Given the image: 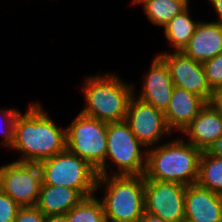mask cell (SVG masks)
Masks as SVG:
<instances>
[{
  "mask_svg": "<svg viewBox=\"0 0 222 222\" xmlns=\"http://www.w3.org/2000/svg\"><path fill=\"white\" fill-rule=\"evenodd\" d=\"M51 117L40 101L30 102L25 112L17 115L10 149L20 156L16 161L39 163L66 149V127H59Z\"/></svg>",
  "mask_w": 222,
  "mask_h": 222,
  "instance_id": "6da1fadb",
  "label": "cell"
},
{
  "mask_svg": "<svg viewBox=\"0 0 222 222\" xmlns=\"http://www.w3.org/2000/svg\"><path fill=\"white\" fill-rule=\"evenodd\" d=\"M101 72L81 81L85 106L80 112L106 123L123 121L134 94V82L123 80L115 72Z\"/></svg>",
  "mask_w": 222,
  "mask_h": 222,
  "instance_id": "7a4b0ae2",
  "label": "cell"
},
{
  "mask_svg": "<svg viewBox=\"0 0 222 222\" xmlns=\"http://www.w3.org/2000/svg\"><path fill=\"white\" fill-rule=\"evenodd\" d=\"M178 137V138H177ZM148 148L144 179L196 184L202 151L181 135Z\"/></svg>",
  "mask_w": 222,
  "mask_h": 222,
  "instance_id": "3957f363",
  "label": "cell"
},
{
  "mask_svg": "<svg viewBox=\"0 0 222 222\" xmlns=\"http://www.w3.org/2000/svg\"><path fill=\"white\" fill-rule=\"evenodd\" d=\"M98 192L108 221L138 222L145 211L144 175H98Z\"/></svg>",
  "mask_w": 222,
  "mask_h": 222,
  "instance_id": "277c9868",
  "label": "cell"
},
{
  "mask_svg": "<svg viewBox=\"0 0 222 222\" xmlns=\"http://www.w3.org/2000/svg\"><path fill=\"white\" fill-rule=\"evenodd\" d=\"M147 150L125 120L107 123L106 159L98 175H144Z\"/></svg>",
  "mask_w": 222,
  "mask_h": 222,
  "instance_id": "5b68a950",
  "label": "cell"
},
{
  "mask_svg": "<svg viewBox=\"0 0 222 222\" xmlns=\"http://www.w3.org/2000/svg\"><path fill=\"white\" fill-rule=\"evenodd\" d=\"M38 165L42 184L76 189L85 198L96 194L97 170L68 149L39 162Z\"/></svg>",
  "mask_w": 222,
  "mask_h": 222,
  "instance_id": "8992f818",
  "label": "cell"
},
{
  "mask_svg": "<svg viewBox=\"0 0 222 222\" xmlns=\"http://www.w3.org/2000/svg\"><path fill=\"white\" fill-rule=\"evenodd\" d=\"M66 149L97 170L106 159L107 123L79 111L66 126Z\"/></svg>",
  "mask_w": 222,
  "mask_h": 222,
  "instance_id": "52a82bcc",
  "label": "cell"
},
{
  "mask_svg": "<svg viewBox=\"0 0 222 222\" xmlns=\"http://www.w3.org/2000/svg\"><path fill=\"white\" fill-rule=\"evenodd\" d=\"M41 185L38 163L13 160L0 165V190L20 207L36 206Z\"/></svg>",
  "mask_w": 222,
  "mask_h": 222,
  "instance_id": "ba28073f",
  "label": "cell"
},
{
  "mask_svg": "<svg viewBox=\"0 0 222 222\" xmlns=\"http://www.w3.org/2000/svg\"><path fill=\"white\" fill-rule=\"evenodd\" d=\"M125 121L135 137L147 148L163 143L165 135H174L168 129L164 112L134 94L128 103Z\"/></svg>",
  "mask_w": 222,
  "mask_h": 222,
  "instance_id": "9c48e42d",
  "label": "cell"
},
{
  "mask_svg": "<svg viewBox=\"0 0 222 222\" xmlns=\"http://www.w3.org/2000/svg\"><path fill=\"white\" fill-rule=\"evenodd\" d=\"M186 185L145 179V212L167 222L185 220Z\"/></svg>",
  "mask_w": 222,
  "mask_h": 222,
  "instance_id": "30bf717a",
  "label": "cell"
},
{
  "mask_svg": "<svg viewBox=\"0 0 222 222\" xmlns=\"http://www.w3.org/2000/svg\"><path fill=\"white\" fill-rule=\"evenodd\" d=\"M169 70L175 87L185 89L211 102L214 91L207 82L205 70L201 62L186 56L182 51H162L157 54Z\"/></svg>",
  "mask_w": 222,
  "mask_h": 222,
  "instance_id": "8fae6325",
  "label": "cell"
},
{
  "mask_svg": "<svg viewBox=\"0 0 222 222\" xmlns=\"http://www.w3.org/2000/svg\"><path fill=\"white\" fill-rule=\"evenodd\" d=\"M149 70L142 76V86L136 90L134 83V95L139 99L150 103L156 109L165 112L174 89V84L169 74L166 63L156 54L150 63ZM139 92V93H138ZM138 93V94H137Z\"/></svg>",
  "mask_w": 222,
  "mask_h": 222,
  "instance_id": "7c38bea8",
  "label": "cell"
},
{
  "mask_svg": "<svg viewBox=\"0 0 222 222\" xmlns=\"http://www.w3.org/2000/svg\"><path fill=\"white\" fill-rule=\"evenodd\" d=\"M180 135L196 148L205 151L222 136V111L212 102H207Z\"/></svg>",
  "mask_w": 222,
  "mask_h": 222,
  "instance_id": "4fadbf2b",
  "label": "cell"
},
{
  "mask_svg": "<svg viewBox=\"0 0 222 222\" xmlns=\"http://www.w3.org/2000/svg\"><path fill=\"white\" fill-rule=\"evenodd\" d=\"M185 220L222 222V196L197 183L186 186Z\"/></svg>",
  "mask_w": 222,
  "mask_h": 222,
  "instance_id": "5bb4252c",
  "label": "cell"
},
{
  "mask_svg": "<svg viewBox=\"0 0 222 222\" xmlns=\"http://www.w3.org/2000/svg\"><path fill=\"white\" fill-rule=\"evenodd\" d=\"M206 103L199 95L174 87L169 106L164 112L168 129L173 134H181Z\"/></svg>",
  "mask_w": 222,
  "mask_h": 222,
  "instance_id": "9a60e30c",
  "label": "cell"
},
{
  "mask_svg": "<svg viewBox=\"0 0 222 222\" xmlns=\"http://www.w3.org/2000/svg\"><path fill=\"white\" fill-rule=\"evenodd\" d=\"M182 52L201 63L219 55L222 52V25L215 21L200 20Z\"/></svg>",
  "mask_w": 222,
  "mask_h": 222,
  "instance_id": "2e32d148",
  "label": "cell"
},
{
  "mask_svg": "<svg viewBox=\"0 0 222 222\" xmlns=\"http://www.w3.org/2000/svg\"><path fill=\"white\" fill-rule=\"evenodd\" d=\"M85 197L76 189L42 184L36 207L45 216L65 215Z\"/></svg>",
  "mask_w": 222,
  "mask_h": 222,
  "instance_id": "e0dca14e",
  "label": "cell"
},
{
  "mask_svg": "<svg viewBox=\"0 0 222 222\" xmlns=\"http://www.w3.org/2000/svg\"><path fill=\"white\" fill-rule=\"evenodd\" d=\"M190 9L188 5L162 28V34L171 47V51H182L195 33L200 20L194 19Z\"/></svg>",
  "mask_w": 222,
  "mask_h": 222,
  "instance_id": "ac0fdd59",
  "label": "cell"
},
{
  "mask_svg": "<svg viewBox=\"0 0 222 222\" xmlns=\"http://www.w3.org/2000/svg\"><path fill=\"white\" fill-rule=\"evenodd\" d=\"M191 0H131L130 4L140 6L145 16L159 28H163L170 20L183 11Z\"/></svg>",
  "mask_w": 222,
  "mask_h": 222,
  "instance_id": "d6986e66",
  "label": "cell"
},
{
  "mask_svg": "<svg viewBox=\"0 0 222 222\" xmlns=\"http://www.w3.org/2000/svg\"><path fill=\"white\" fill-rule=\"evenodd\" d=\"M197 184L222 196V158L202 151Z\"/></svg>",
  "mask_w": 222,
  "mask_h": 222,
  "instance_id": "ffe728a7",
  "label": "cell"
},
{
  "mask_svg": "<svg viewBox=\"0 0 222 222\" xmlns=\"http://www.w3.org/2000/svg\"><path fill=\"white\" fill-rule=\"evenodd\" d=\"M65 215L69 222H106L103 205L96 194L84 198Z\"/></svg>",
  "mask_w": 222,
  "mask_h": 222,
  "instance_id": "44dd1931",
  "label": "cell"
},
{
  "mask_svg": "<svg viewBox=\"0 0 222 222\" xmlns=\"http://www.w3.org/2000/svg\"><path fill=\"white\" fill-rule=\"evenodd\" d=\"M20 112L16 107L0 109V136L3 138L0 145L5 149H11L15 142V121Z\"/></svg>",
  "mask_w": 222,
  "mask_h": 222,
  "instance_id": "7402d4cb",
  "label": "cell"
},
{
  "mask_svg": "<svg viewBox=\"0 0 222 222\" xmlns=\"http://www.w3.org/2000/svg\"><path fill=\"white\" fill-rule=\"evenodd\" d=\"M207 82L211 89L215 91L222 86V52L216 57L202 63Z\"/></svg>",
  "mask_w": 222,
  "mask_h": 222,
  "instance_id": "603a6c76",
  "label": "cell"
},
{
  "mask_svg": "<svg viewBox=\"0 0 222 222\" xmlns=\"http://www.w3.org/2000/svg\"><path fill=\"white\" fill-rule=\"evenodd\" d=\"M20 206L0 190V222H14Z\"/></svg>",
  "mask_w": 222,
  "mask_h": 222,
  "instance_id": "cb8c5ba5",
  "label": "cell"
},
{
  "mask_svg": "<svg viewBox=\"0 0 222 222\" xmlns=\"http://www.w3.org/2000/svg\"><path fill=\"white\" fill-rule=\"evenodd\" d=\"M46 216L36 206L20 207L14 222H45Z\"/></svg>",
  "mask_w": 222,
  "mask_h": 222,
  "instance_id": "d4e9b609",
  "label": "cell"
},
{
  "mask_svg": "<svg viewBox=\"0 0 222 222\" xmlns=\"http://www.w3.org/2000/svg\"><path fill=\"white\" fill-rule=\"evenodd\" d=\"M205 152L222 158V136L211 143Z\"/></svg>",
  "mask_w": 222,
  "mask_h": 222,
  "instance_id": "484cf974",
  "label": "cell"
},
{
  "mask_svg": "<svg viewBox=\"0 0 222 222\" xmlns=\"http://www.w3.org/2000/svg\"><path fill=\"white\" fill-rule=\"evenodd\" d=\"M210 4V7L212 6V8L214 9L215 13H216V20H212L215 22H218L219 24L222 25V0H208Z\"/></svg>",
  "mask_w": 222,
  "mask_h": 222,
  "instance_id": "4316f807",
  "label": "cell"
},
{
  "mask_svg": "<svg viewBox=\"0 0 222 222\" xmlns=\"http://www.w3.org/2000/svg\"><path fill=\"white\" fill-rule=\"evenodd\" d=\"M211 102L222 111V86H219L214 91V96Z\"/></svg>",
  "mask_w": 222,
  "mask_h": 222,
  "instance_id": "83f0119b",
  "label": "cell"
},
{
  "mask_svg": "<svg viewBox=\"0 0 222 222\" xmlns=\"http://www.w3.org/2000/svg\"><path fill=\"white\" fill-rule=\"evenodd\" d=\"M138 222H167V221H164L162 218L144 211L142 217L139 219Z\"/></svg>",
  "mask_w": 222,
  "mask_h": 222,
  "instance_id": "f1b7e54d",
  "label": "cell"
},
{
  "mask_svg": "<svg viewBox=\"0 0 222 222\" xmlns=\"http://www.w3.org/2000/svg\"><path fill=\"white\" fill-rule=\"evenodd\" d=\"M45 222H69L66 215L46 216Z\"/></svg>",
  "mask_w": 222,
  "mask_h": 222,
  "instance_id": "f546056e",
  "label": "cell"
}]
</instances>
